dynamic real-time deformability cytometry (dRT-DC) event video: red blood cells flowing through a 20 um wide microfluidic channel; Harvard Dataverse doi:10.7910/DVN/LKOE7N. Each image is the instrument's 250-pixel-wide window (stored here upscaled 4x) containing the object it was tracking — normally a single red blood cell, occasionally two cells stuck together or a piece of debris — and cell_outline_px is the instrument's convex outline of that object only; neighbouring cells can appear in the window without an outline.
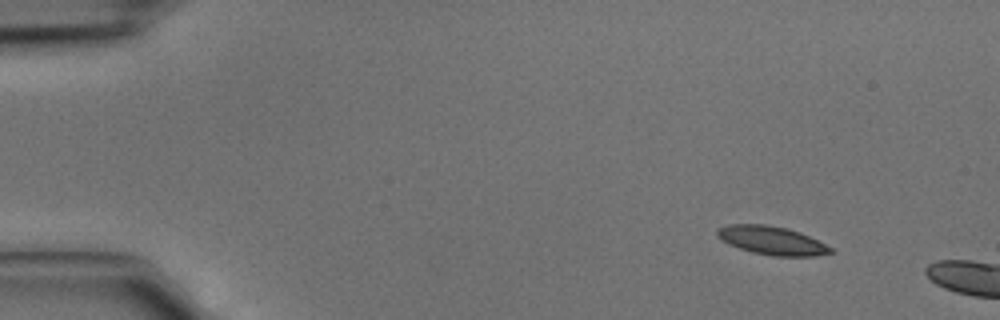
{"species": "common noctule bat (a hibernating species)", "species_latin": "Nyctalus noctula", "temperature_condition": "cold", "stored_images_in_passage": 3, "camera_frame_rate_fps": 3000, "um_per_image_px": 0.085, "animal": {"sex": "male", "body_mass_g": 15.6}, "frame": {"image": 1, "passage_image": 1, "time_ms": 0.0, "image_size_px": [1000, 320], "cell_outline_px": [[832, 252], [816, 256], [772, 256], [752, 252], [728, 244], [720, 240], [716, 236], [716, 228], [728, 224], [764, 224], [788, 228], [800, 232], [832, 248]], "centroid_in_image_um": [65.53, 20.43], "position_along_channel_um": 19.5, "area_um2": 18.84}}